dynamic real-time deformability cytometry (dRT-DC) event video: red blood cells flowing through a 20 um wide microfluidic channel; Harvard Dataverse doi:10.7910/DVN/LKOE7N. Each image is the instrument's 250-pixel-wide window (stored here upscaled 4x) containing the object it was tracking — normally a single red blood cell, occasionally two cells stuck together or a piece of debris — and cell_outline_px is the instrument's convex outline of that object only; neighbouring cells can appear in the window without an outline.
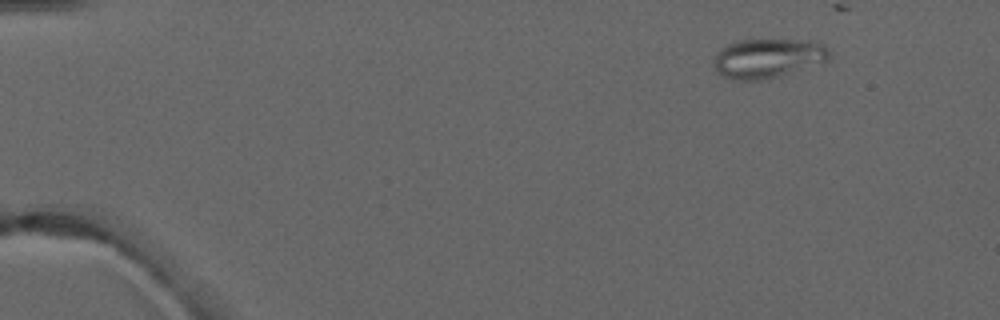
{"species": "common noctule bat (a hibernating species)", "species_latin": "Nyctalus noctula", "temperature_condition": "warm", "stored_images_in_passage": 6, "camera_frame_rate_fps": 3000, "um_per_image_px": 0.085, "animal": {"sex": "male", "forearm_length_mm": 52.5}, "frame": {"image": 1, "passage_image": 1, "time_ms": 0.0, "image_size_px": [1000, 320], "cell_outline_px": [[832, 56], [828, 60], [780, 76], [760, 80], [736, 80], [724, 76], [716, 68], [716, 52], [720, 48], [728, 44], [740, 40], [812, 40], [824, 44]], "centroid_in_image_um": [65.31, 4.93], "position_along_channel_um": 19.7, "area_um2": 26.24}}